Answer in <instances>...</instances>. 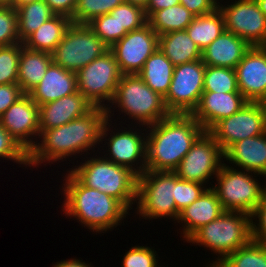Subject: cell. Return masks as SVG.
<instances>
[{"label":"cell","mask_w":266,"mask_h":267,"mask_svg":"<svg viewBox=\"0 0 266 267\" xmlns=\"http://www.w3.org/2000/svg\"><path fill=\"white\" fill-rule=\"evenodd\" d=\"M262 104L264 105L265 113H266V98L262 101Z\"/></svg>","instance_id":"cell-52"},{"label":"cell","mask_w":266,"mask_h":267,"mask_svg":"<svg viewBox=\"0 0 266 267\" xmlns=\"http://www.w3.org/2000/svg\"><path fill=\"white\" fill-rule=\"evenodd\" d=\"M121 267H159L158 254L149 246H132L123 256Z\"/></svg>","instance_id":"cell-40"},{"label":"cell","mask_w":266,"mask_h":267,"mask_svg":"<svg viewBox=\"0 0 266 267\" xmlns=\"http://www.w3.org/2000/svg\"><path fill=\"white\" fill-rule=\"evenodd\" d=\"M224 162L232 164L230 167L234 166L233 168L259 174L265 178L266 132L231 144L224 151Z\"/></svg>","instance_id":"cell-20"},{"label":"cell","mask_w":266,"mask_h":267,"mask_svg":"<svg viewBox=\"0 0 266 267\" xmlns=\"http://www.w3.org/2000/svg\"><path fill=\"white\" fill-rule=\"evenodd\" d=\"M0 122L27 153L36 145L40 136L39 106L28 94L12 104L0 116Z\"/></svg>","instance_id":"cell-17"},{"label":"cell","mask_w":266,"mask_h":267,"mask_svg":"<svg viewBox=\"0 0 266 267\" xmlns=\"http://www.w3.org/2000/svg\"><path fill=\"white\" fill-rule=\"evenodd\" d=\"M52 62L53 56L51 53L31 50L25 46L22 47L17 84L24 94H28L40 83Z\"/></svg>","instance_id":"cell-25"},{"label":"cell","mask_w":266,"mask_h":267,"mask_svg":"<svg viewBox=\"0 0 266 267\" xmlns=\"http://www.w3.org/2000/svg\"><path fill=\"white\" fill-rule=\"evenodd\" d=\"M29 167L28 153L20 144L7 132L0 122V159Z\"/></svg>","instance_id":"cell-39"},{"label":"cell","mask_w":266,"mask_h":267,"mask_svg":"<svg viewBox=\"0 0 266 267\" xmlns=\"http://www.w3.org/2000/svg\"><path fill=\"white\" fill-rule=\"evenodd\" d=\"M115 109L118 114L123 113L127 115L128 120H132L130 125L139 124L145 127L171 115L166 108L164 97L148 87L138 74L121 77L114 98L106 108L108 120L114 119L112 116Z\"/></svg>","instance_id":"cell-4"},{"label":"cell","mask_w":266,"mask_h":267,"mask_svg":"<svg viewBox=\"0 0 266 267\" xmlns=\"http://www.w3.org/2000/svg\"><path fill=\"white\" fill-rule=\"evenodd\" d=\"M16 43H21L16 9L12 6H0V47Z\"/></svg>","instance_id":"cell-37"},{"label":"cell","mask_w":266,"mask_h":267,"mask_svg":"<svg viewBox=\"0 0 266 267\" xmlns=\"http://www.w3.org/2000/svg\"><path fill=\"white\" fill-rule=\"evenodd\" d=\"M23 43L0 47V85L17 83L18 65Z\"/></svg>","instance_id":"cell-36"},{"label":"cell","mask_w":266,"mask_h":267,"mask_svg":"<svg viewBox=\"0 0 266 267\" xmlns=\"http://www.w3.org/2000/svg\"><path fill=\"white\" fill-rule=\"evenodd\" d=\"M251 46L237 35L225 31L202 51L206 66L235 69Z\"/></svg>","instance_id":"cell-24"},{"label":"cell","mask_w":266,"mask_h":267,"mask_svg":"<svg viewBox=\"0 0 266 267\" xmlns=\"http://www.w3.org/2000/svg\"><path fill=\"white\" fill-rule=\"evenodd\" d=\"M174 196V171L145 170L138 176L135 212L145 220L164 217L174 219L176 223L180 211L176 208Z\"/></svg>","instance_id":"cell-7"},{"label":"cell","mask_w":266,"mask_h":267,"mask_svg":"<svg viewBox=\"0 0 266 267\" xmlns=\"http://www.w3.org/2000/svg\"><path fill=\"white\" fill-rule=\"evenodd\" d=\"M251 240V215L242 211H224L217 219L198 229L186 242L218 254L205 266L216 267L230 253Z\"/></svg>","instance_id":"cell-5"},{"label":"cell","mask_w":266,"mask_h":267,"mask_svg":"<svg viewBox=\"0 0 266 267\" xmlns=\"http://www.w3.org/2000/svg\"><path fill=\"white\" fill-rule=\"evenodd\" d=\"M256 177L260 179L259 174L223 163L211 188L225 211H242L251 215L266 192V184L260 183Z\"/></svg>","instance_id":"cell-8"},{"label":"cell","mask_w":266,"mask_h":267,"mask_svg":"<svg viewBox=\"0 0 266 267\" xmlns=\"http://www.w3.org/2000/svg\"><path fill=\"white\" fill-rule=\"evenodd\" d=\"M64 176L61 193L62 210L96 234L111 231L129 215V210L117 199L99 190L85 186L70 170ZM104 231V232H103Z\"/></svg>","instance_id":"cell-2"},{"label":"cell","mask_w":266,"mask_h":267,"mask_svg":"<svg viewBox=\"0 0 266 267\" xmlns=\"http://www.w3.org/2000/svg\"><path fill=\"white\" fill-rule=\"evenodd\" d=\"M158 49L174 66L202 59V51L190 39L186 30L159 35Z\"/></svg>","instance_id":"cell-26"},{"label":"cell","mask_w":266,"mask_h":267,"mask_svg":"<svg viewBox=\"0 0 266 267\" xmlns=\"http://www.w3.org/2000/svg\"><path fill=\"white\" fill-rule=\"evenodd\" d=\"M191 115L171 114L147 127L146 170L174 171L204 132Z\"/></svg>","instance_id":"cell-3"},{"label":"cell","mask_w":266,"mask_h":267,"mask_svg":"<svg viewBox=\"0 0 266 267\" xmlns=\"http://www.w3.org/2000/svg\"><path fill=\"white\" fill-rule=\"evenodd\" d=\"M248 100L241 92L217 93L204 91L191 116L205 131H209L218 121L238 112Z\"/></svg>","instance_id":"cell-19"},{"label":"cell","mask_w":266,"mask_h":267,"mask_svg":"<svg viewBox=\"0 0 266 267\" xmlns=\"http://www.w3.org/2000/svg\"><path fill=\"white\" fill-rule=\"evenodd\" d=\"M191 205L180 211L177 223H182L184 242L198 229L217 219L225 210L218 199L216 192L210 187Z\"/></svg>","instance_id":"cell-22"},{"label":"cell","mask_w":266,"mask_h":267,"mask_svg":"<svg viewBox=\"0 0 266 267\" xmlns=\"http://www.w3.org/2000/svg\"><path fill=\"white\" fill-rule=\"evenodd\" d=\"M251 237L256 242L266 244V192L251 214Z\"/></svg>","instance_id":"cell-42"},{"label":"cell","mask_w":266,"mask_h":267,"mask_svg":"<svg viewBox=\"0 0 266 267\" xmlns=\"http://www.w3.org/2000/svg\"><path fill=\"white\" fill-rule=\"evenodd\" d=\"M158 38L159 35L147 23L128 32L110 47L123 75L141 71L145 61L158 49Z\"/></svg>","instance_id":"cell-16"},{"label":"cell","mask_w":266,"mask_h":267,"mask_svg":"<svg viewBox=\"0 0 266 267\" xmlns=\"http://www.w3.org/2000/svg\"><path fill=\"white\" fill-rule=\"evenodd\" d=\"M218 1L219 0H180V4L196 17L214 11L218 8Z\"/></svg>","instance_id":"cell-44"},{"label":"cell","mask_w":266,"mask_h":267,"mask_svg":"<svg viewBox=\"0 0 266 267\" xmlns=\"http://www.w3.org/2000/svg\"><path fill=\"white\" fill-rule=\"evenodd\" d=\"M0 6H11V0H0Z\"/></svg>","instance_id":"cell-51"},{"label":"cell","mask_w":266,"mask_h":267,"mask_svg":"<svg viewBox=\"0 0 266 267\" xmlns=\"http://www.w3.org/2000/svg\"><path fill=\"white\" fill-rule=\"evenodd\" d=\"M107 120L106 108L94 106L87 114L69 123L40 130L36 145L28 153L29 167L37 168L41 164L46 166L45 163L51 166L56 161L63 162L79 154H84L85 159V154L90 155V150L94 154L95 148L101 144V133Z\"/></svg>","instance_id":"cell-1"},{"label":"cell","mask_w":266,"mask_h":267,"mask_svg":"<svg viewBox=\"0 0 266 267\" xmlns=\"http://www.w3.org/2000/svg\"><path fill=\"white\" fill-rule=\"evenodd\" d=\"M87 25L109 48L119 41V25L110 13L94 18Z\"/></svg>","instance_id":"cell-41"},{"label":"cell","mask_w":266,"mask_h":267,"mask_svg":"<svg viewBox=\"0 0 266 267\" xmlns=\"http://www.w3.org/2000/svg\"><path fill=\"white\" fill-rule=\"evenodd\" d=\"M71 23V19L66 16L54 15L22 43L28 49L52 54Z\"/></svg>","instance_id":"cell-27"},{"label":"cell","mask_w":266,"mask_h":267,"mask_svg":"<svg viewBox=\"0 0 266 267\" xmlns=\"http://www.w3.org/2000/svg\"><path fill=\"white\" fill-rule=\"evenodd\" d=\"M111 123V120H107L102 129L101 144H103V141H105V144H103L104 146H100V148L102 147L101 150L106 148V151L101 154H103L105 159L131 169L138 176L141 175L146 170L147 127L145 129V126L141 128V125H138V128H140L138 129L137 125L134 126L129 123L127 128L120 123L113 126ZM117 125H121V128H118Z\"/></svg>","instance_id":"cell-9"},{"label":"cell","mask_w":266,"mask_h":267,"mask_svg":"<svg viewBox=\"0 0 266 267\" xmlns=\"http://www.w3.org/2000/svg\"><path fill=\"white\" fill-rule=\"evenodd\" d=\"M18 16V36L23 42L55 14L44 0L28 3L16 9Z\"/></svg>","instance_id":"cell-30"},{"label":"cell","mask_w":266,"mask_h":267,"mask_svg":"<svg viewBox=\"0 0 266 267\" xmlns=\"http://www.w3.org/2000/svg\"><path fill=\"white\" fill-rule=\"evenodd\" d=\"M180 3V0H149L145 13L149 19L156 11L172 7Z\"/></svg>","instance_id":"cell-46"},{"label":"cell","mask_w":266,"mask_h":267,"mask_svg":"<svg viewBox=\"0 0 266 267\" xmlns=\"http://www.w3.org/2000/svg\"><path fill=\"white\" fill-rule=\"evenodd\" d=\"M206 65L201 60L174 67L169 90L164 97L171 114L191 115L199 104Z\"/></svg>","instance_id":"cell-12"},{"label":"cell","mask_w":266,"mask_h":267,"mask_svg":"<svg viewBox=\"0 0 266 267\" xmlns=\"http://www.w3.org/2000/svg\"><path fill=\"white\" fill-rule=\"evenodd\" d=\"M110 15L119 25V40L128 32L139 29L148 23L145 10L127 2L115 7Z\"/></svg>","instance_id":"cell-34"},{"label":"cell","mask_w":266,"mask_h":267,"mask_svg":"<svg viewBox=\"0 0 266 267\" xmlns=\"http://www.w3.org/2000/svg\"><path fill=\"white\" fill-rule=\"evenodd\" d=\"M94 105L79 91L39 106L40 130L60 127L87 114Z\"/></svg>","instance_id":"cell-21"},{"label":"cell","mask_w":266,"mask_h":267,"mask_svg":"<svg viewBox=\"0 0 266 267\" xmlns=\"http://www.w3.org/2000/svg\"><path fill=\"white\" fill-rule=\"evenodd\" d=\"M124 2H127V3H130L132 5L138 6V7H140V8L145 10L149 0H124Z\"/></svg>","instance_id":"cell-48"},{"label":"cell","mask_w":266,"mask_h":267,"mask_svg":"<svg viewBox=\"0 0 266 267\" xmlns=\"http://www.w3.org/2000/svg\"><path fill=\"white\" fill-rule=\"evenodd\" d=\"M223 159L224 152L219 144L208 131H204L182 158L174 172L180 179L198 182L208 187L209 179L216 177L224 163Z\"/></svg>","instance_id":"cell-13"},{"label":"cell","mask_w":266,"mask_h":267,"mask_svg":"<svg viewBox=\"0 0 266 267\" xmlns=\"http://www.w3.org/2000/svg\"><path fill=\"white\" fill-rule=\"evenodd\" d=\"M36 1L39 0H11V6L14 7L15 9H18L20 6Z\"/></svg>","instance_id":"cell-49"},{"label":"cell","mask_w":266,"mask_h":267,"mask_svg":"<svg viewBox=\"0 0 266 267\" xmlns=\"http://www.w3.org/2000/svg\"><path fill=\"white\" fill-rule=\"evenodd\" d=\"M224 152L231 144L266 132L262 102H247L238 112L218 121L208 131Z\"/></svg>","instance_id":"cell-15"},{"label":"cell","mask_w":266,"mask_h":267,"mask_svg":"<svg viewBox=\"0 0 266 267\" xmlns=\"http://www.w3.org/2000/svg\"><path fill=\"white\" fill-rule=\"evenodd\" d=\"M122 76L115 56L109 49L76 72L77 90L94 106L107 108Z\"/></svg>","instance_id":"cell-10"},{"label":"cell","mask_w":266,"mask_h":267,"mask_svg":"<svg viewBox=\"0 0 266 267\" xmlns=\"http://www.w3.org/2000/svg\"><path fill=\"white\" fill-rule=\"evenodd\" d=\"M222 2L218 1V7L224 16L225 31L242 38L251 47L266 46V16L256 0H235L230 4L226 0L224 5Z\"/></svg>","instance_id":"cell-14"},{"label":"cell","mask_w":266,"mask_h":267,"mask_svg":"<svg viewBox=\"0 0 266 267\" xmlns=\"http://www.w3.org/2000/svg\"><path fill=\"white\" fill-rule=\"evenodd\" d=\"M235 72L238 90L249 102L266 98V46L251 47Z\"/></svg>","instance_id":"cell-18"},{"label":"cell","mask_w":266,"mask_h":267,"mask_svg":"<svg viewBox=\"0 0 266 267\" xmlns=\"http://www.w3.org/2000/svg\"><path fill=\"white\" fill-rule=\"evenodd\" d=\"M203 89L204 91L217 93L240 92L237 86L235 69L206 66Z\"/></svg>","instance_id":"cell-33"},{"label":"cell","mask_w":266,"mask_h":267,"mask_svg":"<svg viewBox=\"0 0 266 267\" xmlns=\"http://www.w3.org/2000/svg\"><path fill=\"white\" fill-rule=\"evenodd\" d=\"M52 267H94L90 263H85L81 259H68V260H61L59 262H56L55 265Z\"/></svg>","instance_id":"cell-47"},{"label":"cell","mask_w":266,"mask_h":267,"mask_svg":"<svg viewBox=\"0 0 266 267\" xmlns=\"http://www.w3.org/2000/svg\"><path fill=\"white\" fill-rule=\"evenodd\" d=\"M194 17L189 10L179 3L156 11L148 19V23L158 35H162L172 31L186 30Z\"/></svg>","instance_id":"cell-31"},{"label":"cell","mask_w":266,"mask_h":267,"mask_svg":"<svg viewBox=\"0 0 266 267\" xmlns=\"http://www.w3.org/2000/svg\"><path fill=\"white\" fill-rule=\"evenodd\" d=\"M205 186L198 182L180 179L175 173V196L173 198L176 208L181 211L186 206L191 205L208 189Z\"/></svg>","instance_id":"cell-38"},{"label":"cell","mask_w":266,"mask_h":267,"mask_svg":"<svg viewBox=\"0 0 266 267\" xmlns=\"http://www.w3.org/2000/svg\"><path fill=\"white\" fill-rule=\"evenodd\" d=\"M83 160L70 171L87 187L99 190L119 200L129 211L137 199L138 175L117 165L102 155ZM102 156V157H101Z\"/></svg>","instance_id":"cell-6"},{"label":"cell","mask_w":266,"mask_h":267,"mask_svg":"<svg viewBox=\"0 0 266 267\" xmlns=\"http://www.w3.org/2000/svg\"><path fill=\"white\" fill-rule=\"evenodd\" d=\"M186 32L201 51L205 50L225 32L224 16L219 7L211 13L194 17Z\"/></svg>","instance_id":"cell-29"},{"label":"cell","mask_w":266,"mask_h":267,"mask_svg":"<svg viewBox=\"0 0 266 267\" xmlns=\"http://www.w3.org/2000/svg\"><path fill=\"white\" fill-rule=\"evenodd\" d=\"M23 95L17 83L0 85V116Z\"/></svg>","instance_id":"cell-43"},{"label":"cell","mask_w":266,"mask_h":267,"mask_svg":"<svg viewBox=\"0 0 266 267\" xmlns=\"http://www.w3.org/2000/svg\"><path fill=\"white\" fill-rule=\"evenodd\" d=\"M109 49L87 24L71 23L52 53L53 62L76 73Z\"/></svg>","instance_id":"cell-11"},{"label":"cell","mask_w":266,"mask_h":267,"mask_svg":"<svg viewBox=\"0 0 266 267\" xmlns=\"http://www.w3.org/2000/svg\"><path fill=\"white\" fill-rule=\"evenodd\" d=\"M216 267H266V244L251 240Z\"/></svg>","instance_id":"cell-32"},{"label":"cell","mask_w":266,"mask_h":267,"mask_svg":"<svg viewBox=\"0 0 266 267\" xmlns=\"http://www.w3.org/2000/svg\"><path fill=\"white\" fill-rule=\"evenodd\" d=\"M174 67L164 53L157 49L145 61L138 75L148 87L165 97L172 81Z\"/></svg>","instance_id":"cell-28"},{"label":"cell","mask_w":266,"mask_h":267,"mask_svg":"<svg viewBox=\"0 0 266 267\" xmlns=\"http://www.w3.org/2000/svg\"><path fill=\"white\" fill-rule=\"evenodd\" d=\"M77 91L76 73L52 62L40 83L28 95L40 106Z\"/></svg>","instance_id":"cell-23"},{"label":"cell","mask_w":266,"mask_h":267,"mask_svg":"<svg viewBox=\"0 0 266 267\" xmlns=\"http://www.w3.org/2000/svg\"><path fill=\"white\" fill-rule=\"evenodd\" d=\"M55 15L72 19L77 0H44Z\"/></svg>","instance_id":"cell-45"},{"label":"cell","mask_w":266,"mask_h":267,"mask_svg":"<svg viewBox=\"0 0 266 267\" xmlns=\"http://www.w3.org/2000/svg\"><path fill=\"white\" fill-rule=\"evenodd\" d=\"M124 0H77L72 23L88 24L94 18L110 13Z\"/></svg>","instance_id":"cell-35"},{"label":"cell","mask_w":266,"mask_h":267,"mask_svg":"<svg viewBox=\"0 0 266 267\" xmlns=\"http://www.w3.org/2000/svg\"><path fill=\"white\" fill-rule=\"evenodd\" d=\"M258 3L260 10L265 14L266 16V0H256Z\"/></svg>","instance_id":"cell-50"}]
</instances>
